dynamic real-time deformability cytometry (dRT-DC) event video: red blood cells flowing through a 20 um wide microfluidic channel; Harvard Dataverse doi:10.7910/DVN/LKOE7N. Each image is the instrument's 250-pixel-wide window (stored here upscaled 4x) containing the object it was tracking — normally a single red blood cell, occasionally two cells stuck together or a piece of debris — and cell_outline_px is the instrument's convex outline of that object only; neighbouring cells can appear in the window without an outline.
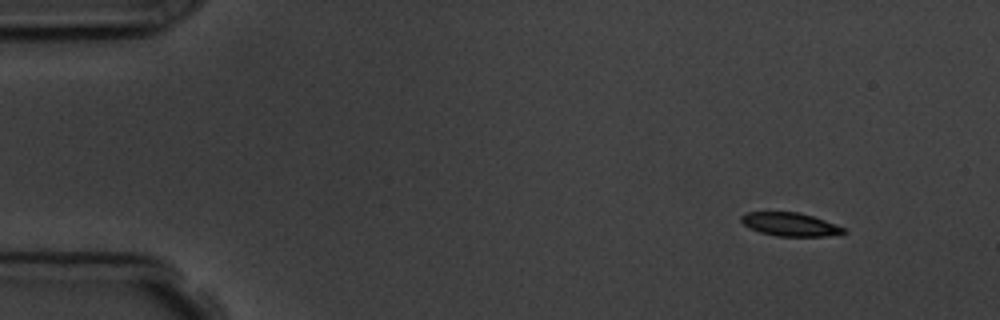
{"species": "common noctule bat (a hibernating species)", "species_latin": "Nyctalus noctula", "temperature_condition": "room temperature", "stored_images_in_passage": 4, "camera_frame_rate_fps": 3000, "um_per_image_px": 0.085, "animal": {"sex": "male", "body_mass_g": 19.5, "forearm_length_mm": 54.6}, "frame": {"image": 1, "passage_image": 1, "time_ms": 0.0, "image_size_px": [1000, 320], "cell_outline_px": [[848, 232], [824, 236], [776, 236], [760, 232], [748, 228], [740, 220], [740, 216], [744, 212], [800, 212], [836, 224], [844, 228]], "centroid_in_image_um": [67.12, 19.06], "position_along_channel_um": 17.9, "area_um2": 13.99}}
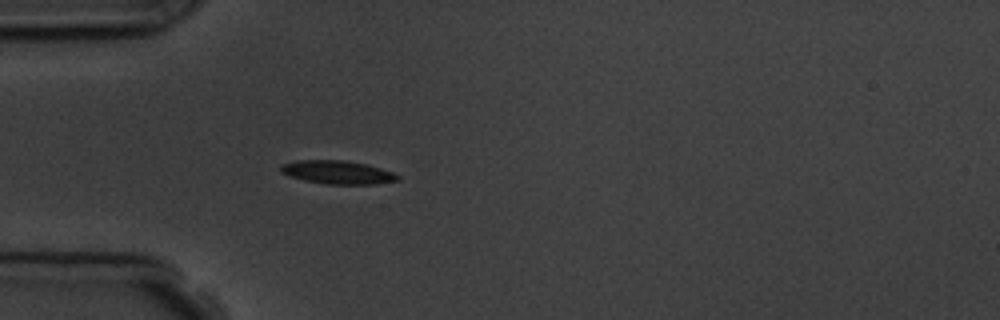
{"frame": {"image": 2, "passage_image": 4, "time_ms": 3.667, "image_size_px": [1000, 320], "cell_outline_px": [[400, 180], [376, 184], [328, 184], [304, 180], [288, 176], [280, 172], [280, 168], [284, 164], [296, 160], [344, 160], [364, 164], [380, 168], [392, 172], [400, 176]], "centroid_in_image_um": [28.69, 14.65], "position_along_channel_um": 56.3, "area_um2": 15.84}}